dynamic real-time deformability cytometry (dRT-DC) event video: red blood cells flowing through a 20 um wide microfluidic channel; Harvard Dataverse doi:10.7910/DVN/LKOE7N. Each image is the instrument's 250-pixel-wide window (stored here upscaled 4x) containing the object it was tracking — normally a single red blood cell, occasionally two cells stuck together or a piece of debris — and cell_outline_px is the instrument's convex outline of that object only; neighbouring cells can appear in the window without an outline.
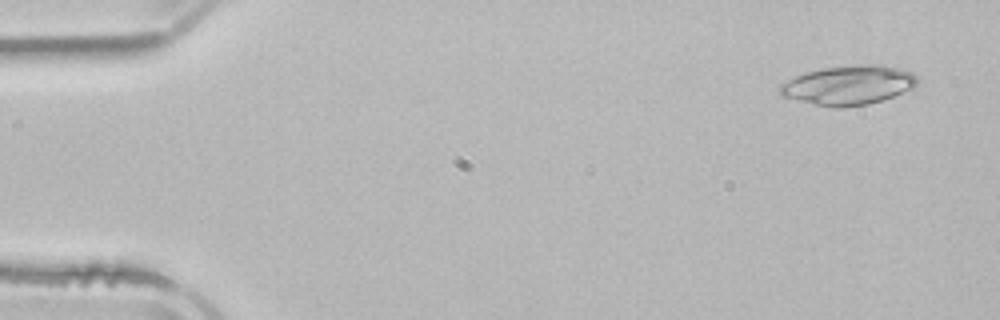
{"species": "common noctule bat (a hibernating species)", "species_latin": "Nyctalus noctula", "temperature_condition": "room temperature", "stored_images_in_passage": 3, "camera_frame_rate_fps": 3000, "um_per_image_px": 0.085, "animal": {"sex": "male", "body_mass_g": 21.5, "forearm_length_mm": 52.0}, "frame": {"image": 1, "passage_image": 1, "time_ms": 0.0, "image_size_px": [1000, 320], "cell_outline_px": [[916, 84], [912, 88], [892, 96], [868, 104], [844, 108], [832, 108], [780, 96], [780, 84], [804, 72], [824, 68], [856, 64], [884, 64], [900, 68], [912, 72], [916, 76]], "centroid_in_image_um": [72.11, 7.23], "position_along_channel_um": 12.9, "area_um2": 31.5}}